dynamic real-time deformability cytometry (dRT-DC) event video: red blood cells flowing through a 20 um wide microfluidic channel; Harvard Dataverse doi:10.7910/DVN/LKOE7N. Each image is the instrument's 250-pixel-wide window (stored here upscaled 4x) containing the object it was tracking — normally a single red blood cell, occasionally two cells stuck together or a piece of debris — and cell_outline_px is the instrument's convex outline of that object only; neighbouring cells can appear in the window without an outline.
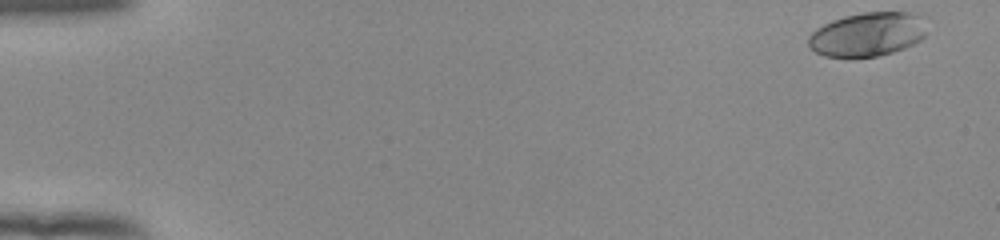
{"species": "human", "species_latin": "Homo sapiens", "temperature_condition": "room temperature", "stored_images_in_passage": 52, "camera_frame_rate_fps": 3000, "um_per_image_px": 0.085, "donor": {"sex": "female"}, "frame": {"image": 1, "passage_image": 1, "time_ms": 0.0, "image_size_px": [1000, 240], "cell_outline_px": [[924, 36], [920, 40], [904, 48], [892, 52], [876, 56], [824, 56], [816, 52], [808, 44], [808, 36], [816, 28], [832, 20], [844, 16], [864, 12], [904, 12], [920, 16], [924, 32]], "centroid_in_image_um": [73.68, 2.91], "position_along_channel_um": 11.3, "area_um2": 29.71}}
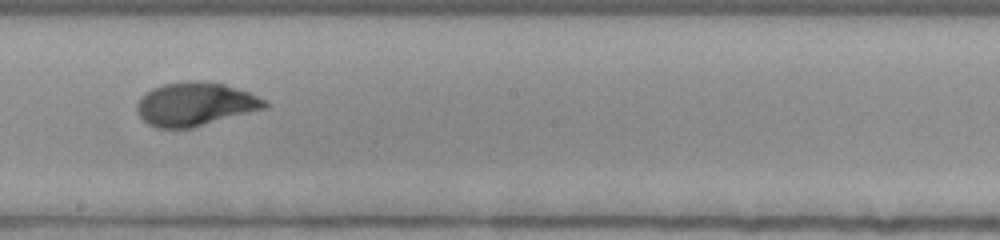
{"frame": {"image": 2, "passage_image": 30, "time_ms": 9.667, "image_size_px": [1000, 240], "cell_outline_px": [[268, 108], [192, 128], [156, 128], [148, 124], [140, 116], [136, 108], [136, 104], [140, 96], [152, 88], [164, 84], [192, 80], [200, 80], [224, 84], [248, 92], [268, 100]], "centroid_in_image_um": [16.61, 8.85], "position_along_channel_um": 231.6, "area_um2": 32.66}}
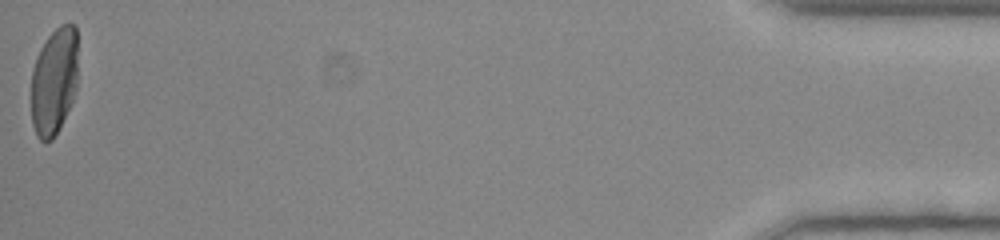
{"frame": {"image": 3, "passage_image": 52, "time_ms": 17.0, "image_size_px": [1000, 240], "cell_outline_px": [[76, 88], [72, 100], [52, 140], [40, 140], [36, 136], [32, 124], [32, 68], [36, 56], [40, 48], [48, 36], [60, 24], [76, 24]], "centroid_in_image_um": [4.57, 6.86], "position_along_channel_um": 430.6, "area_um2": 28.84}, "authors_computed_cell_mechanics": {"area_um2": 30.2294, "velocity_mm_per_s": 3.9132, "shape_relaxation_time_tau1_ms": 4.5732, "shape_relaxation_time_tau2_ms": null, "deformation_change_tau1": 0.1986, "deformation_change_tau2": null}}